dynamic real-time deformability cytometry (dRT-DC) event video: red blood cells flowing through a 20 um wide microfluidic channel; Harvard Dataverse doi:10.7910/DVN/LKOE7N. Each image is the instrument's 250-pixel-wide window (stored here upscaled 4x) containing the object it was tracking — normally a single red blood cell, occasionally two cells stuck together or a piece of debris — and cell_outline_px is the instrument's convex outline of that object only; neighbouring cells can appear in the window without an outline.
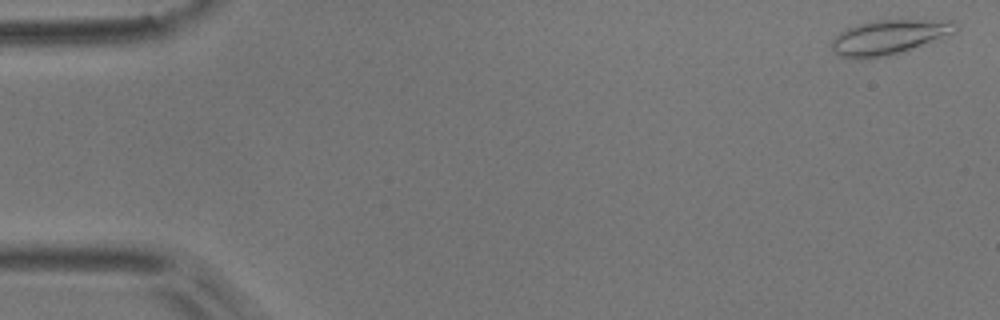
{"species": "common noctule bat (a hibernating species)", "species_latin": "Nyctalus noctula", "temperature_condition": "room temperature", "stored_images_in_passage": 5, "camera_frame_rate_fps": 3000, "um_per_image_px": 0.085, "animal": {"sex": "male", "body_mass_g": 17.9}, "frame": {"image": 1, "passage_image": 1, "time_ms": 0.0, "image_size_px": [1000, 320], "cell_outline_px": [[956, 32], [900, 52], [888, 56], [868, 60], [856, 60], [840, 56], [832, 48], [832, 40], [840, 32], [856, 24], [872, 20], [952, 20], [956, 24]], "centroid_in_image_um": [75.51, 3.17], "position_along_channel_um": 9.5, "area_um2": 24.91}}